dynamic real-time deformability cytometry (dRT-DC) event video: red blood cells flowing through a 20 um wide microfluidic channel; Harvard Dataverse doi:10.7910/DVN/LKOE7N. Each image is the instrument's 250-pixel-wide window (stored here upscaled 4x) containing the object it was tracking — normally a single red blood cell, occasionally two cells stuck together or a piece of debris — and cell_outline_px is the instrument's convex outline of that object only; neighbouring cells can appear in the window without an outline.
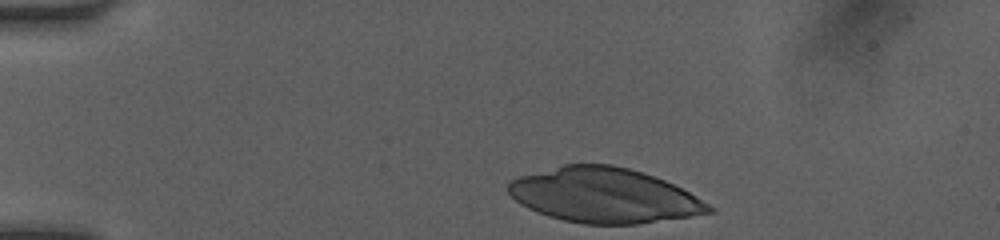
{"species": "human", "species_latin": "Homo sapiens", "temperature_condition": "room temperature", "stored_images_in_passage": 34, "camera_frame_rate_fps": 3000, "um_per_image_px": 0.085, "donor": {"sex": "female"}, "frame": {"image": 1, "passage_image": 1, "time_ms": 0.0, "image_size_px": [1000, 240], "cell_outline_px": [[716, 212], [636, 224], [584, 224], [564, 220], [548, 216], [528, 208], [520, 204], [508, 192], [508, 184], [512, 180], [520, 176], [564, 164], [612, 164], [628, 168], [664, 180], [688, 192], [716, 208]], "centroid_in_image_um": [51.34, 16.61], "position_along_channel_um": 33.7, "area_um2": 63.52}}